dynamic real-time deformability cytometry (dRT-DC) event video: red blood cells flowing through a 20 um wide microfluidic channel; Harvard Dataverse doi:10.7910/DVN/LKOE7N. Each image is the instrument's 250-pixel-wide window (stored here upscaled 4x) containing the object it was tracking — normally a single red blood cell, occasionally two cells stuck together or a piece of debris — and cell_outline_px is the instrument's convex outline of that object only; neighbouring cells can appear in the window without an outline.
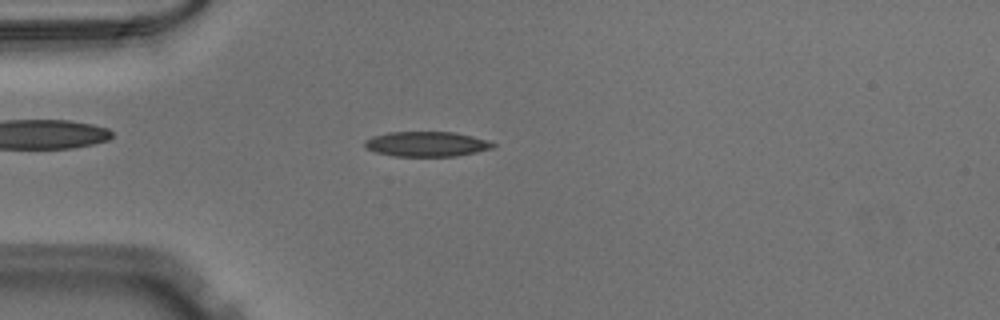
{"species": "Egyptian fruit bat (a non-hibernating species)", "species_latin": "Rousettus aegyptiacus", "temperature_condition": "warm", "stored_images_in_passage": 39, "camera_frame_rate_fps": 3000, "um_per_image_px": 0.085, "animal": {"sex": "male"}, "frame": {"image": 1, "passage_image": 2, "time_ms": 0.333, "image_size_px": [1000, 320], "cell_outline_px": [[496, 144], [492, 148], [476, 152], [456, 156], [396, 156], [376, 152], [364, 148], [364, 140], [372, 136], [388, 132], [452, 132], [472, 136], [488, 140]], "centroid_in_image_um": [36.23, 12.24], "position_along_channel_um": 48.8, "area_um2": 18.67}}
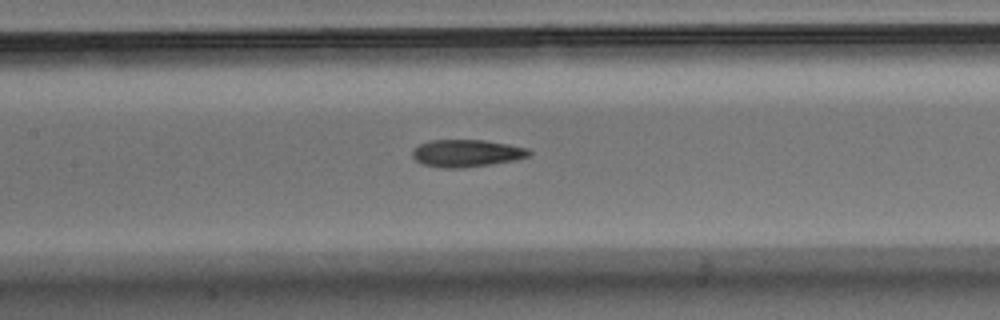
{"frame": {"image": 2, "passage_image": 12, "time_ms": 3.667, "image_size_px": [1000, 320], "cell_outline_px": [[532, 156], [516, 160], [492, 164], [464, 168], [440, 168], [420, 164], [412, 156], [412, 152], [420, 144], [432, 140], [484, 140], [508, 144], [528, 148], [532, 152]], "centroid_in_image_um": [39.7, 13.04], "position_along_channel_um": 167.7, "area_um2": 18.79}}
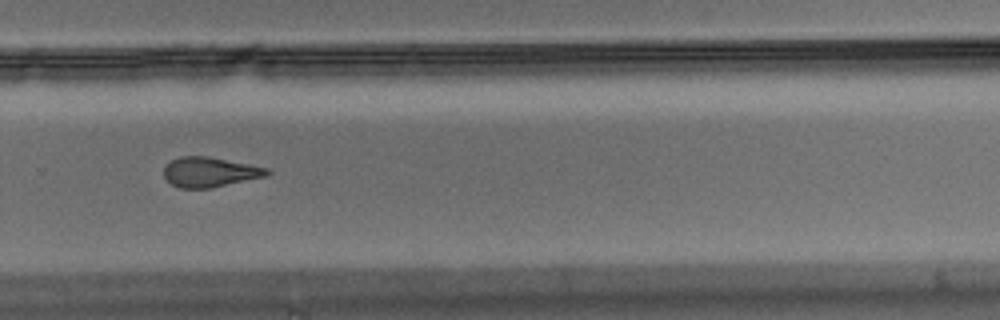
{"frame": {"image": 3, "passage_image": 23, "time_ms": 7.333, "image_size_px": [1000, 320], "cell_outline_px": [[272, 172], [268, 176], [212, 188], [180, 188], [172, 184], [164, 176], [164, 168], [172, 160], [180, 156], [208, 156], [268, 168]], "centroid_in_image_um": [17.87, 14.63], "position_along_channel_um": 311.9, "area_um2": 17.98}}